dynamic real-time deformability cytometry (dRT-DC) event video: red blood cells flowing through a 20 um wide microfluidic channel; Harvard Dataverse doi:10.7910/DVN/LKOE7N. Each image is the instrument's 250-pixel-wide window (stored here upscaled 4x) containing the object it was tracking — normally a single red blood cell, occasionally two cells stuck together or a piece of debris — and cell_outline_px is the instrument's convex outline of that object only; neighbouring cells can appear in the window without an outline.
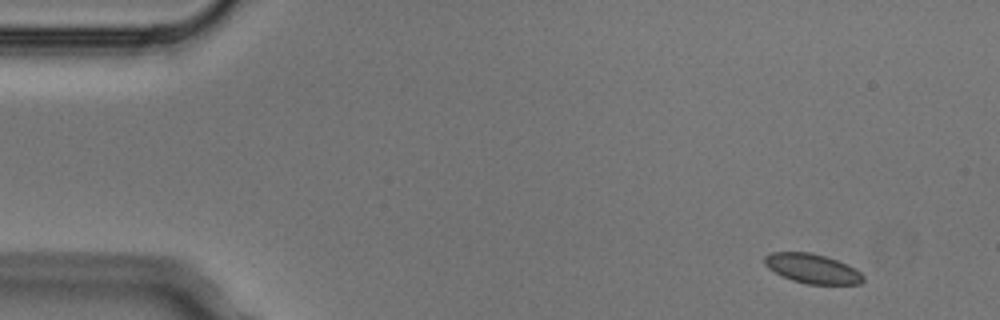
{"species": "Egyptian fruit bat (a non-hibernating species)", "species_latin": "Rousettus aegyptiacus", "temperature_condition": "cold", "stored_images_in_passage": 4, "camera_frame_rate_fps": 3000, "um_per_image_px": 0.085, "animal": {"sex": "male"}, "frame": {"image": 1, "passage_image": 1, "time_ms": 0.0, "image_size_px": [1000, 320], "cell_outline_px": [[864, 280], [860, 284], [808, 284], [792, 280], [768, 268], [764, 264], [764, 256], [772, 252], [808, 252], [824, 256], [848, 264], [856, 268], [864, 276]], "centroid_in_image_um": [69.07, 22.83], "position_along_channel_um": 15.9, "area_um2": 16.88}}
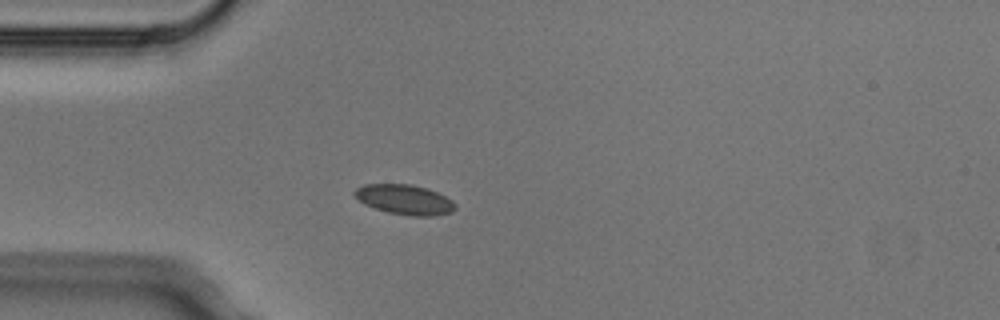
{"frame": {"image": 2, "passage_image": 4, "time_ms": 1.0, "image_size_px": [1000, 320], "cell_outline_px": [[456, 208], [452, 212], [436, 216], [412, 216], [388, 212], [364, 204], [352, 192], [356, 188], [364, 184], [408, 184], [428, 188], [452, 200], [456, 204]], "centroid_in_image_um": [34.41, 16.96], "position_along_channel_um": 50.6, "area_um2": 17.51}}